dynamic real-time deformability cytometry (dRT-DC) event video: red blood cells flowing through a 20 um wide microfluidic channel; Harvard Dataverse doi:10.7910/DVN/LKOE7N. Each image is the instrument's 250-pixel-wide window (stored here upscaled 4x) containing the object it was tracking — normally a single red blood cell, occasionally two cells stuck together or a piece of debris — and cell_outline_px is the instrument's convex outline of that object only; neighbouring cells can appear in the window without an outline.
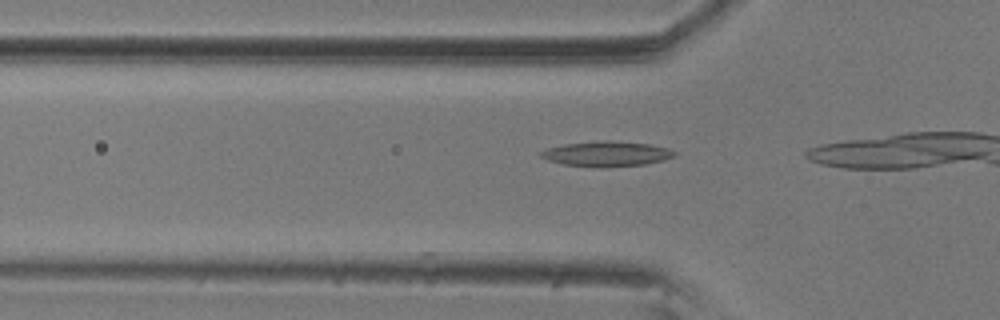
{"species": "common noctule bat (a hibernating species)", "species_latin": "Nyctalus noctula", "temperature_condition": "room temperature", "stored_images_in_passage": 6, "camera_frame_rate_fps": 3000, "um_per_image_px": 0.085, "animal": {"sex": "male", "body_mass_g": 20.5, "forearm_length_mm": 52.5}, "frame": {"image": 1, "passage_image": 3, "time_ms": 0.667, "image_size_px": [1000, 320], "cell_outline_px": [[676, 156], [664, 160], [644, 164], [564, 164], [548, 160], [540, 156], [536, 152], [548, 148], [564, 144], [596, 140], [608, 140], [648, 144], [668, 148], [676, 152]], "centroid_in_image_um": [51.55, 13.01], "position_along_channel_um": 74.2, "area_um2": 18.55}}